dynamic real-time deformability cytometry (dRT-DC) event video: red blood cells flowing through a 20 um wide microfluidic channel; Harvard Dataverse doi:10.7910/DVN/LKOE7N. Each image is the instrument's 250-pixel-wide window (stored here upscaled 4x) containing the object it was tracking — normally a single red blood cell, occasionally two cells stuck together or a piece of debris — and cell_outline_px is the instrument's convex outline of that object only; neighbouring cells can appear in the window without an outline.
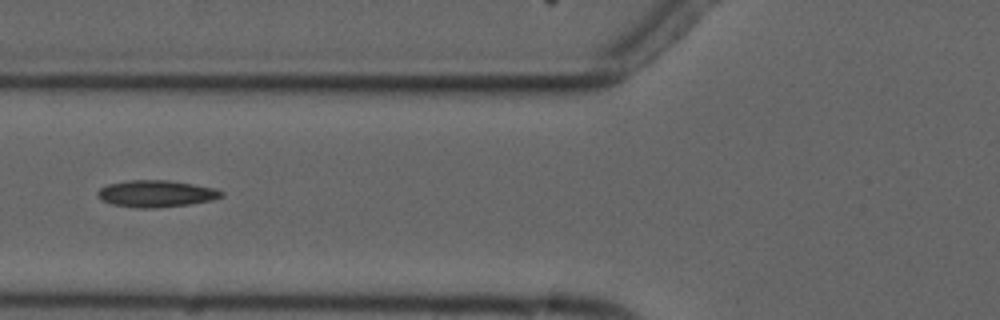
{"species": "common noctule bat (a hibernating species)", "species_latin": "Nyctalus noctula", "temperature_condition": "cold", "stored_images_in_passage": 7, "camera_frame_rate_fps": 3000, "um_per_image_px": 0.085, "animal": {"sex": "male", "forearm_length_mm": 52.5}, "frame": {"image": 1, "passage_image": 7, "time_ms": 7.0, "image_size_px": [1000, 320], "cell_outline_px": [[224, 196], [212, 200], [188, 204], [156, 208], [136, 208], [112, 204], [96, 196], [96, 192], [100, 188], [108, 184], [128, 180], [168, 180], [216, 188], [224, 192]], "centroid_in_image_um": [13.27, 16.46], "position_along_channel_um": 112.5, "area_um2": 19.36}}